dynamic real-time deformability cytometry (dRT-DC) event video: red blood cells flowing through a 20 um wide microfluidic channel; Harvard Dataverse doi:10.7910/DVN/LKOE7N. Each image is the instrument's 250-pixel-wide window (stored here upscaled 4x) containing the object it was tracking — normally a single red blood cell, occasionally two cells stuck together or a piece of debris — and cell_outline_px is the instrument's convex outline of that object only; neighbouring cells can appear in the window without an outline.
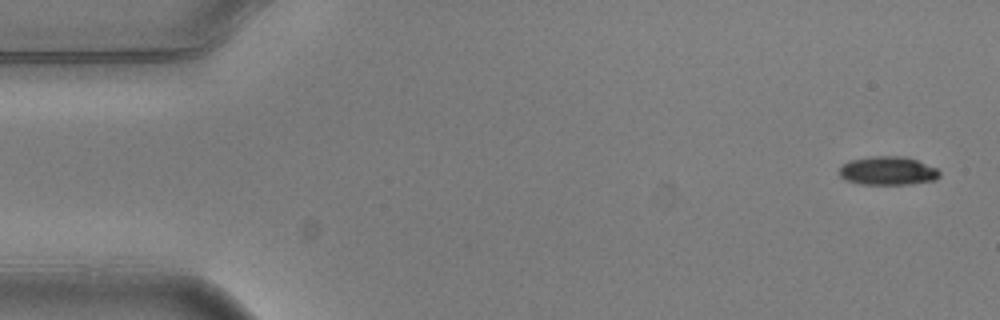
{"species": "common noctule bat (a hibernating species)", "species_latin": "Nyctalus noctula", "temperature_condition": "warm", "stored_images_in_passage": 3, "camera_frame_rate_fps": 3000, "um_per_image_px": 0.085, "animal": {"sex": "male", "body_mass_g": 20.5, "forearm_length_mm": 52.5}, "frame": {"image": 1, "passage_image": 1, "time_ms": 0.0, "image_size_px": [1000, 320], "cell_outline_px": [[940, 176], [936, 180], [912, 184], [860, 184], [844, 180], [840, 176], [840, 168], [848, 160], [872, 156], [904, 156], [916, 160], [936, 168], [940, 172]], "centroid_in_image_um": [75.46, 14.52], "position_along_channel_um": 9.5, "area_um2": 16.76}}